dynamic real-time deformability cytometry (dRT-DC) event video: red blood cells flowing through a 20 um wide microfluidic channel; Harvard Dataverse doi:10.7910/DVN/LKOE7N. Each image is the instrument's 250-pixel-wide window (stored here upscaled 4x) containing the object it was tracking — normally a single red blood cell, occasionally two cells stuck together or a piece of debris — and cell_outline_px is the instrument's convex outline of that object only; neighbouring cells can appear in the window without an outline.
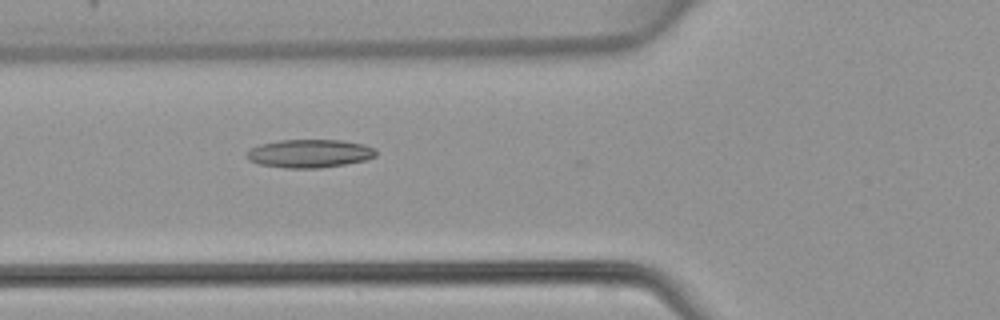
{"species": "common noctule bat (a hibernating species)", "species_latin": "Nyctalus noctula", "temperature_condition": "warm", "stored_images_in_passage": 22, "camera_frame_rate_fps": 3000, "um_per_image_px": 0.085, "animal": {"sex": "female", "body_mass_g": 22.7, "forearm_length_mm": 54.2}, "frame": {"image": 1, "passage_image": 18, "time_ms": 5.667, "image_size_px": [1000, 320], "cell_outline_px": [[376, 156], [364, 160], [344, 164], [320, 168], [284, 168], [260, 164], [248, 160], [244, 156], [252, 148], [260, 144], [280, 140], [340, 140], [364, 144], [376, 148]], "centroid_in_image_um": [26.31, 13.04], "position_along_channel_um": 99.5, "area_um2": 21.27}}
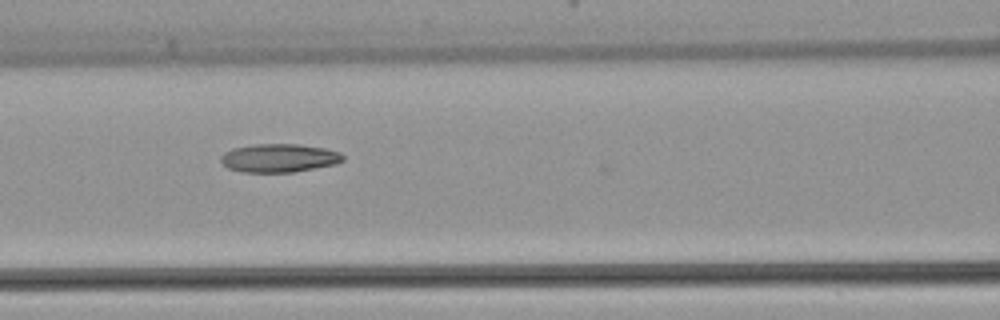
{"frame": {"image": 2, "passage_image": 21, "time_ms": 6.667, "image_size_px": [1000, 320], "cell_outline_px": [[344, 160], [336, 164], [292, 172], [244, 172], [228, 168], [220, 160], [220, 156], [224, 152], [232, 148], [256, 144], [300, 144], [324, 148], [340, 152], [344, 156]], "centroid_in_image_um": [23.72, 13.42], "position_along_channel_um": 142.9, "area_um2": 20.23}}